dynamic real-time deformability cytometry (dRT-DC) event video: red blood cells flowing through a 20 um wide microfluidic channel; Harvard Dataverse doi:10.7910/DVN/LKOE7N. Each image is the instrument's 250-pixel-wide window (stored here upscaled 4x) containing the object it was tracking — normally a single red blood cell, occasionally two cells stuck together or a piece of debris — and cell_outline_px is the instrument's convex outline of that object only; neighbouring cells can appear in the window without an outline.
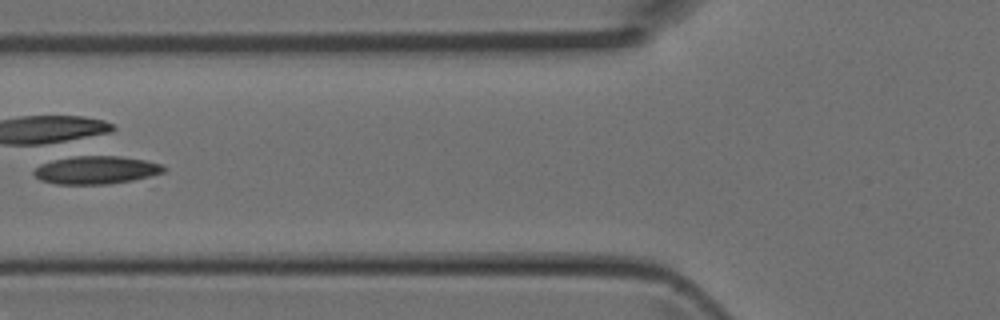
{"species": "Egyptian fruit bat (a non-hibernating species)", "species_latin": "Rousettus aegyptiacus", "temperature_condition": "room temperature", "stored_images_in_passage": 4, "camera_frame_rate_fps": 3000, "um_per_image_px": 0.085, "animal": {"sex": "female"}, "frame": {"image": 1, "passage_image": 4, "time_ms": 1.0, "image_size_px": [1000, 320], "cell_outline_px": [[168, 168], [164, 172], [132, 180], [108, 184], [56, 184], [40, 180], [32, 172], [40, 164], [64, 156], [80, 152], [84, 152], [120, 156], [144, 160], [160, 164]], "centroid_in_image_um": [8.11, 14.39], "position_along_channel_um": 117.7, "area_um2": 22.08}}